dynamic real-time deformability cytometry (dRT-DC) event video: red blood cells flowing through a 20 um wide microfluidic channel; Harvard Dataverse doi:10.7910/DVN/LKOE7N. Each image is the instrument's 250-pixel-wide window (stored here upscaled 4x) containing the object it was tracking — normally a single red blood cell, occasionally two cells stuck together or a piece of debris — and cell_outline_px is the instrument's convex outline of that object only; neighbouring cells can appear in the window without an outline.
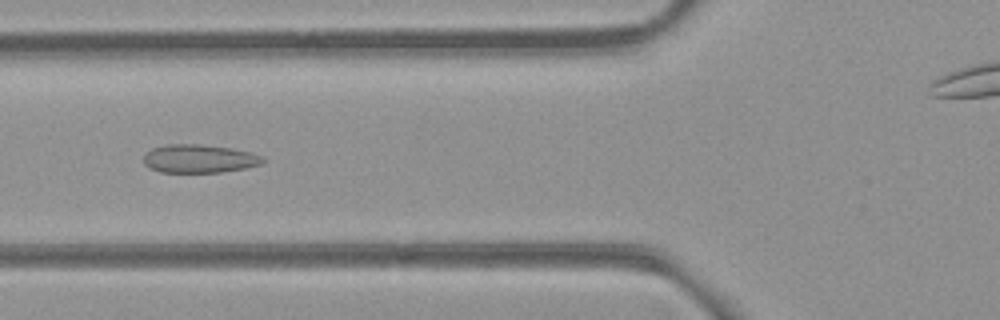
{"species": "common noctule bat (a hibernating species)", "species_latin": "Nyctalus noctula", "temperature_condition": "room temperature", "stored_images_in_passage": 54, "camera_frame_rate_fps": 3000, "um_per_image_px": 0.085, "animal": {"sex": "female", "body_mass_g": 21.9}, "frame": {"image": 1, "passage_image": 20, "time_ms": 6.333, "image_size_px": [1000, 320], "cell_outline_px": [[264, 160], [260, 164], [244, 168], [224, 172], [160, 172], [148, 168], [144, 164], [144, 156], [152, 148], [168, 144], [200, 144], [232, 148], [252, 152], [264, 156]], "centroid_in_image_um": [16.94, 13.48], "position_along_channel_um": 108.9, "area_um2": 19.77}}
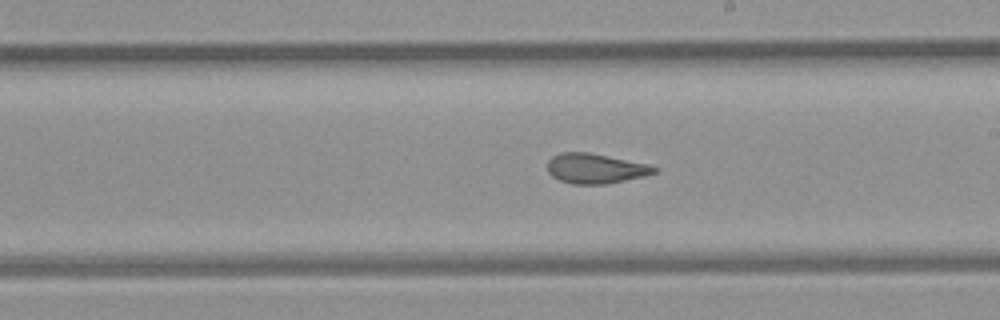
{"frame": {"image": 2, "passage_image": 30, "time_ms": 9.667, "image_size_px": [1000, 320], "cell_outline_px": [[660, 168], [656, 172], [644, 176], [608, 184], [572, 184], [560, 180], [552, 176], [548, 172], [548, 160], [552, 156], [560, 152], [588, 152], [648, 164]], "centroid_in_image_um": [50.61, 14.32], "position_along_channel_um": 238.4, "area_um2": 18.67}}
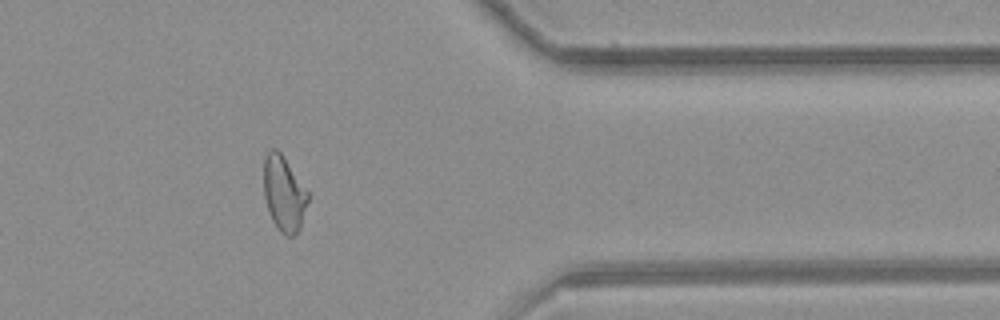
{"frame": {"image": 3, "passage_image": 43, "time_ms": 14.0, "image_size_px": [1000, 320], "cell_outline_px": [[308, 200], [300, 228], [292, 236], [284, 236], [276, 228], [272, 220], [264, 196], [264, 160], [268, 152], [272, 148], [276, 148], [284, 156], [308, 192]], "centroid_in_image_um": [24.13, 16.46], "position_along_channel_um": 387.3, "area_um2": 19.25}, "authors_computed_cell_mechanics": {"area_um2": 20.3745, "velocity_mm_per_s": 3.868, "shape_relaxation_time_tau1_ms": null, "shape_relaxation_time_tau2_ms": 1.5459, "deformation_change_tau1": null, "deformation_change_tau2": 0.0668}}